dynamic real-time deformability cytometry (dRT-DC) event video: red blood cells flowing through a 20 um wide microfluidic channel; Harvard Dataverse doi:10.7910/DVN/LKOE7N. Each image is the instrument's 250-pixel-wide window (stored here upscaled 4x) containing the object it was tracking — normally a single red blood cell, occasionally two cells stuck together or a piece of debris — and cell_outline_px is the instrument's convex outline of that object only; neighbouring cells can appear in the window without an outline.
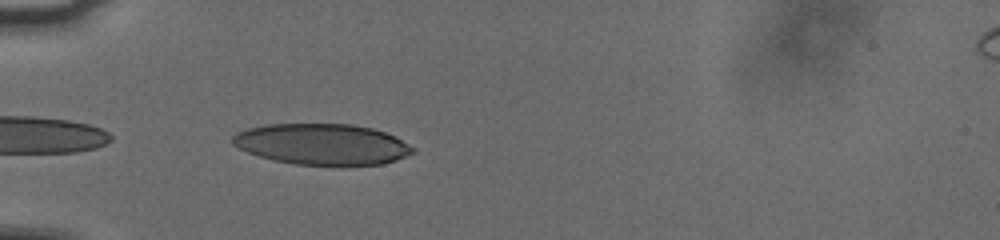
{"species": "human", "species_latin": "Homo sapiens", "temperature_condition": "cold", "stored_images_in_passage": 22, "camera_frame_rate_fps": 3000, "um_per_image_px": 0.085, "donor": {"sex": "male"}, "frame": {"image": 1, "passage_image": 2, "time_ms": 0.333, "image_size_px": [1000, 240], "cell_outline_px": [[412, 152], [392, 160], [380, 164], [300, 164], [276, 160], [248, 152], [240, 148], [232, 140], [240, 132], [252, 128], [272, 124], [344, 124], [368, 128], [384, 132], [400, 140], [412, 148]], "centroid_in_image_um": [27.36, 12.25], "position_along_channel_um": 57.6, "area_um2": 41.1}}
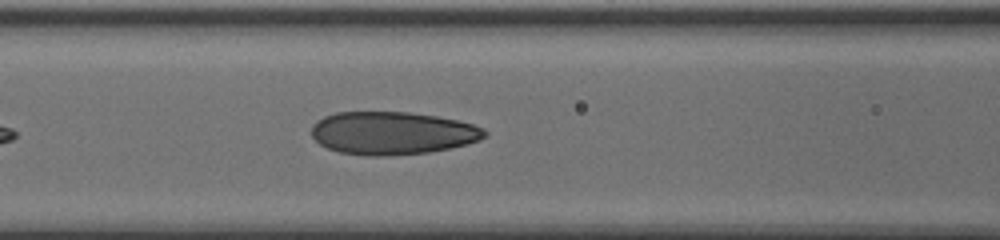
{"frame": {"image": 2, "passage_image": 9, "time_ms": 2.667, "image_size_px": [1000, 240], "cell_outline_px": [[484, 136], [476, 140], [464, 144], [448, 148], [424, 152], [340, 152], [328, 148], [320, 144], [312, 136], [312, 128], [320, 120], [328, 116], [340, 112], [404, 112], [432, 116], [456, 120], [472, 124], [480, 128], [484, 132]], "centroid_in_image_um": [33.33, 11.26], "position_along_channel_um": 133.3, "area_um2": 40.63}}
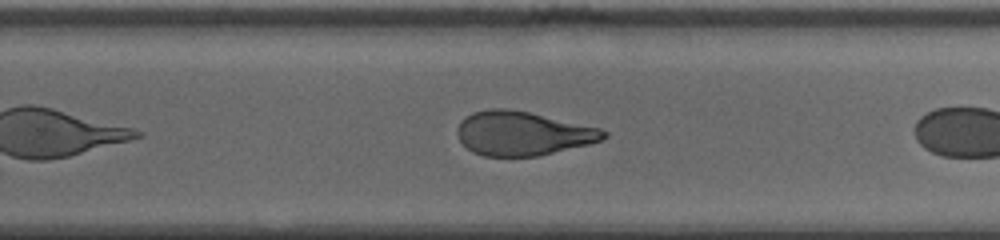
{"frame": {"image": 3, "passage_image": 18, "time_ms": 5.667, "image_size_px": [1000, 240], "cell_outline_px": [[604, 136], [600, 140], [536, 156], [484, 156], [468, 148], [460, 140], [460, 124], [468, 116], [476, 112], [528, 112], [596, 128], [604, 132]], "centroid_in_image_um": [44.42, 11.39], "position_along_channel_um": 285.4, "area_um2": 34.85}}